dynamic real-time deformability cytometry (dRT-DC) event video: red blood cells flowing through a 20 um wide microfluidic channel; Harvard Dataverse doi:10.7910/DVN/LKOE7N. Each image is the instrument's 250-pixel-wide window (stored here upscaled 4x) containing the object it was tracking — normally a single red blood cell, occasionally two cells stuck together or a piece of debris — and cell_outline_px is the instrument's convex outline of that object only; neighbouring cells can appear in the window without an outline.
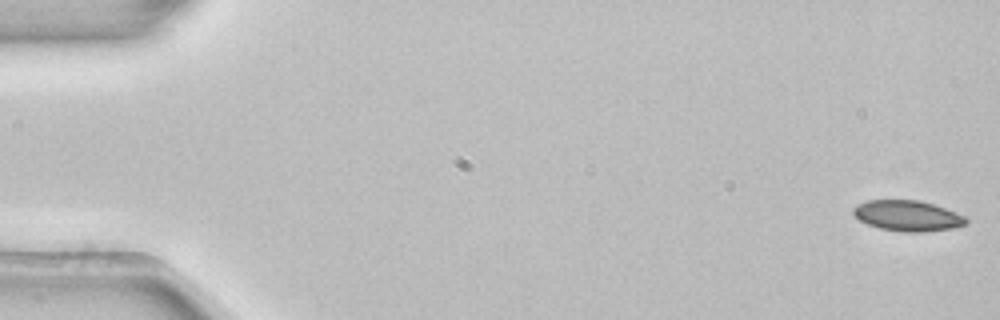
{"species": "common noctule bat (a hibernating species)", "species_latin": "Nyctalus noctula", "temperature_condition": "room temperature", "stored_images_in_passage": 3, "camera_frame_rate_fps": 3000, "um_per_image_px": 0.085, "animal": {"sex": "female", "body_mass_g": 22.7, "forearm_length_mm": 54.2}, "frame": {"image": 1, "passage_image": 1, "time_ms": 0.0, "image_size_px": [1000, 320], "cell_outline_px": [[968, 224], [952, 228], [924, 232], [900, 232], [880, 228], [868, 224], [860, 220], [852, 212], [852, 208], [868, 200], [920, 200], [956, 212], [964, 216], [968, 220]], "centroid_in_image_um": [77.16, 18.34], "position_along_channel_um": 7.8, "area_um2": 20.06}}